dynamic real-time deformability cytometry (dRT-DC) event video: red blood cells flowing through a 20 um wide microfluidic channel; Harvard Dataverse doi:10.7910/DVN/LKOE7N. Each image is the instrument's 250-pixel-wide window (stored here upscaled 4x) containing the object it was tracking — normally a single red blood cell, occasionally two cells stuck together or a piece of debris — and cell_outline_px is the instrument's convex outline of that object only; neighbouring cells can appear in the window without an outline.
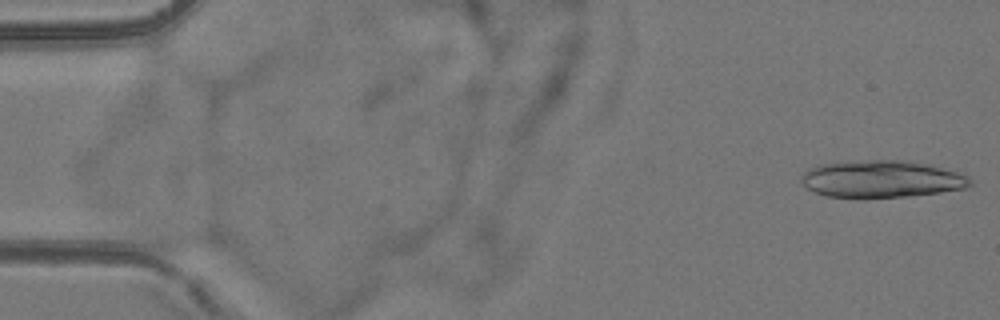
{"species": "common noctule bat (a hibernating species)", "species_latin": "Nyctalus noctula", "temperature_condition": "room temperature", "stored_images_in_passage": 6, "camera_frame_rate_fps": 3000, "um_per_image_px": 0.085, "animal": {"sex": "female", "body_mass_g": 24.6, "forearm_length_mm": 56.2}, "frame": {"image": 1, "passage_image": 6, "time_ms": 6.0, "image_size_px": [1000, 320], "cell_outline_px": [[972, 184], [968, 188], [940, 192], [908, 196], [864, 200], [860, 200], [824, 196], [808, 188], [800, 180], [800, 176], [808, 168], [816, 164], [872, 160], [908, 160], [956, 168], [968, 176], [972, 180]], "centroid_in_image_um": [75.0, 15.23], "position_along_channel_um": 10.0, "area_um2": 38.09}}